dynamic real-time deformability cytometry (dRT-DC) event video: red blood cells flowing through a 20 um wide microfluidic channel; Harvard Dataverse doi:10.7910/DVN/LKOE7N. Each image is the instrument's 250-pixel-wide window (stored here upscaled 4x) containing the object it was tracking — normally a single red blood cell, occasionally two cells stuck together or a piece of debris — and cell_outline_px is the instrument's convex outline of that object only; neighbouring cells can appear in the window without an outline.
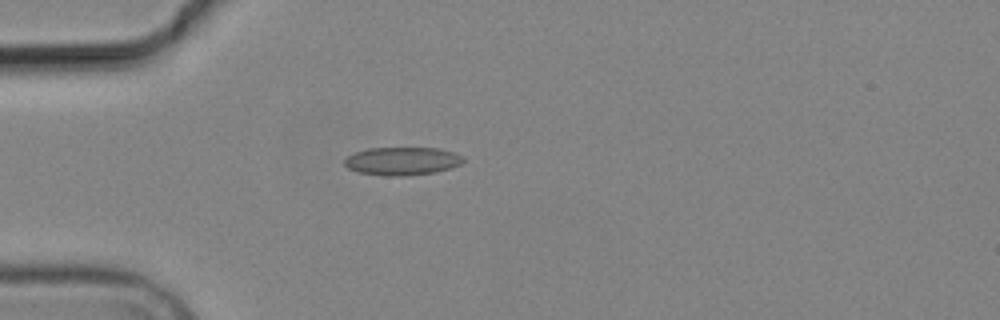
{"species": "common noctule bat (a hibernating species)", "species_latin": "Nyctalus noctula", "temperature_condition": "cold", "stored_images_in_passage": 4, "camera_frame_rate_fps": 3000, "um_per_image_px": 0.085, "animal": {"sex": "male", "body_mass_g": 19.2, "forearm_length_mm": 51.8}, "frame": {"image": 1, "passage_image": 4, "time_ms": 4.333, "image_size_px": [1000, 320], "cell_outline_px": [[464, 160], [460, 164], [452, 168], [436, 172], [404, 176], [384, 176], [360, 172], [348, 168], [344, 164], [344, 160], [348, 156], [356, 152], [368, 148], [436, 148], [452, 152], [460, 156]], "centroid_in_image_um": [34.17, 13.7], "position_along_channel_um": 50.8, "area_um2": 19.31}}